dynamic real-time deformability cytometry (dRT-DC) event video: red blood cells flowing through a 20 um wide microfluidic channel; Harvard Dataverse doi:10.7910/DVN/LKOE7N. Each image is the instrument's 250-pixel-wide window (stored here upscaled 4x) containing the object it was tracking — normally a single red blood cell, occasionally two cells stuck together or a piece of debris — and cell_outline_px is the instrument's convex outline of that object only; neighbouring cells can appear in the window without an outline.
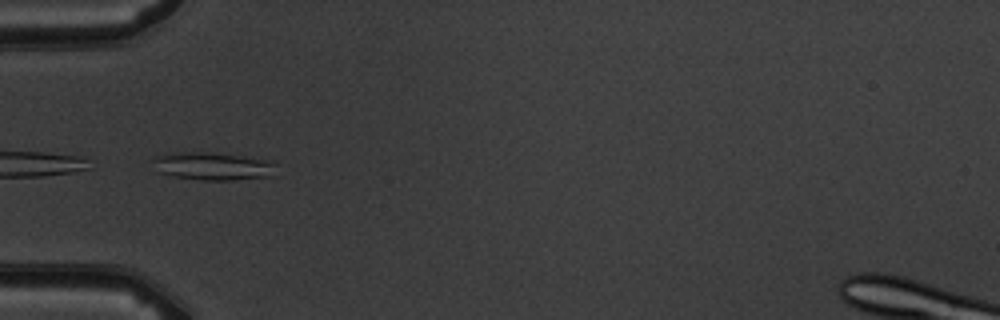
{"species": "common noctule bat (a hibernating species)", "species_latin": "Nyctalus noctula", "temperature_condition": "warm", "stored_images_in_passage": 5, "camera_frame_rate_fps": 3000, "um_per_image_px": 0.085, "animal": {"sex": "male", "body_mass_g": 19.5, "forearm_length_mm": 54.6}, "frame": {"image": 1, "passage_image": 3, "time_ms": 2.333, "image_size_px": [1000, 320], "cell_outline_px": [[276, 176], [236, 180], [200, 180], [172, 176], [160, 172], [152, 160], [156, 156], [172, 152], [212, 152], [272, 160], [276, 164]], "centroid_in_image_um": [18.18, 14.13], "position_along_channel_um": 66.8, "area_um2": 20.35}}
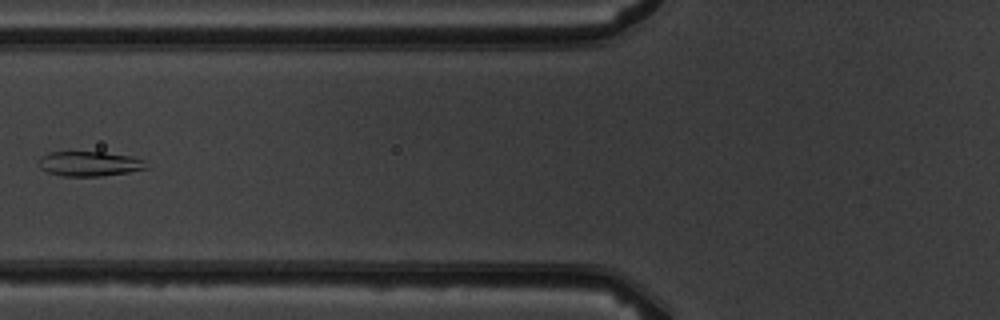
{"frame": {"image": 2, "passage_image": 4, "time_ms": 3.667, "image_size_px": [1000, 320], "cell_outline_px": [[148, 168], [128, 172], [100, 176], [64, 176], [48, 172], [40, 168], [40, 156], [52, 152], [104, 152], [132, 156], [144, 160]], "centroid_in_image_um": [7.62, 13.91], "position_along_channel_um": 118.2, "area_um2": 15.43}}